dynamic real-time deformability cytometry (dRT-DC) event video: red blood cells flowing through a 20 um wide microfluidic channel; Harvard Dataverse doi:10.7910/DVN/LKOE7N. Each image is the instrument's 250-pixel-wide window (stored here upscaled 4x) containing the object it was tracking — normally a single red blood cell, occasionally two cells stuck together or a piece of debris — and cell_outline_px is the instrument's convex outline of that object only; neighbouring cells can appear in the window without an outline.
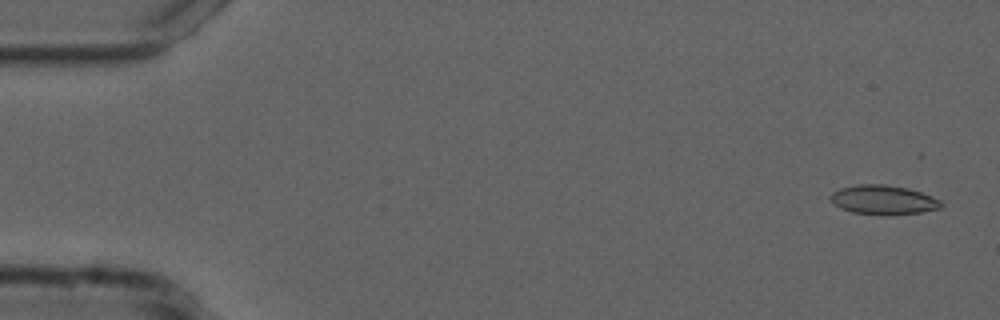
{"species": "common noctule bat (a hibernating species)", "species_latin": "Nyctalus noctula", "temperature_condition": "cold", "stored_images_in_passage": 53, "camera_frame_rate_fps": 3000, "um_per_image_px": 0.085, "animal": {"sex": "male", "forearm_length_mm": 52.5}, "frame": {"image": 1, "passage_image": 1, "time_ms": 0.0, "image_size_px": [1000, 320], "cell_outline_px": [[944, 204], [940, 208], [920, 212], [888, 216], [884, 216], [852, 212], [840, 208], [828, 196], [832, 192], [840, 188], [856, 184], [884, 184], [908, 188], [932, 196], [940, 200]], "centroid_in_image_um": [75.08, 16.99], "position_along_channel_um": 9.9, "area_um2": 19.07}}
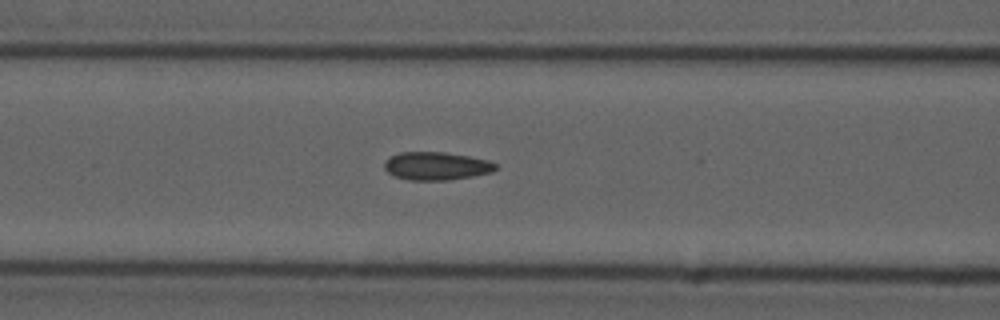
{"frame": {"image": 2, "passage_image": 21, "time_ms": 6.667, "image_size_px": [1000, 320], "cell_outline_px": [[500, 168], [492, 172], [472, 176], [448, 180], [408, 180], [396, 176], [388, 172], [384, 168], [384, 164], [392, 156], [400, 152], [444, 152], [468, 156], [488, 160], [500, 164]], "centroid_in_image_um": [37.17, 14.11], "position_along_channel_um": 129.4, "area_um2": 18.21}}
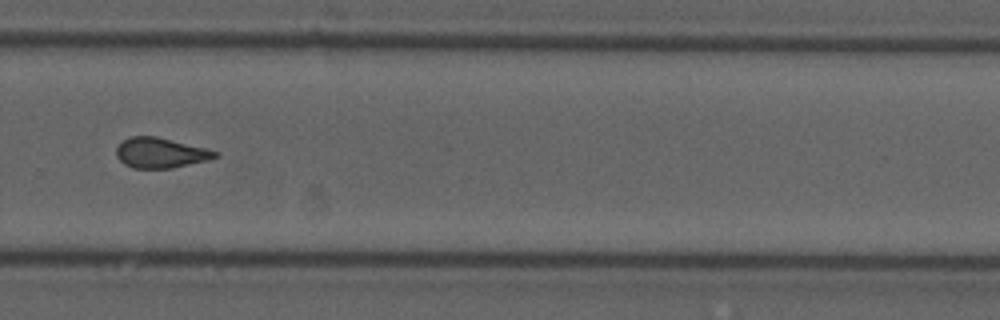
{"frame": {"image": 3, "passage_image": 36, "time_ms": 11.667, "image_size_px": [1000, 320], "cell_outline_px": [[220, 156], [208, 160], [172, 168], [132, 168], [124, 164], [116, 156], [116, 148], [124, 140], [132, 136], [156, 136], [208, 148], [220, 152]], "centroid_in_image_um": [13.69, 12.99], "position_along_channel_um": 316.1, "area_um2": 17.51}, "authors_computed_cell_mechanics": {"area_um2": 17.7446, "velocity_mm_per_s": 3.7417, "shape_relaxation_time_tau1_ms": null, "shape_relaxation_time_tau2_ms": 1.1593, "deformation_change_tau1": null, "deformation_change_tau2": 0.0741}}